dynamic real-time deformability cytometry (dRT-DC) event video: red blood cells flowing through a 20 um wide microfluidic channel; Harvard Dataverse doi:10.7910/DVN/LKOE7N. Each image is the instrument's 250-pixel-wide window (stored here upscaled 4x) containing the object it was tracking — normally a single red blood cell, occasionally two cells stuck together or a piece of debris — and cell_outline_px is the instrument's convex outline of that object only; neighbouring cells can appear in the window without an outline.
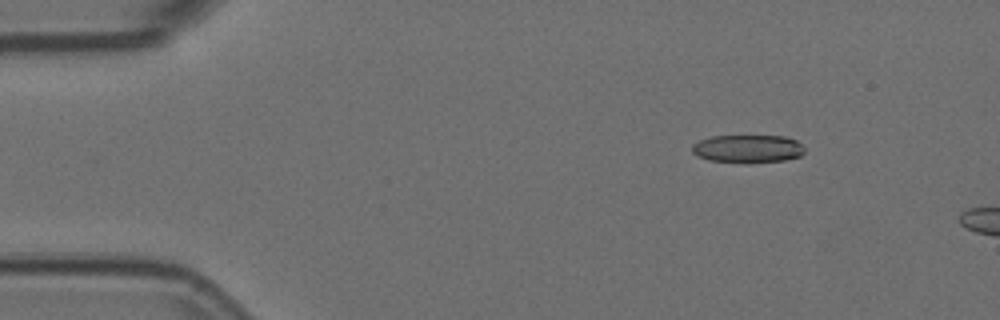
{"species": "Egyptian fruit bat (a non-hibernating species)", "species_latin": "Rousettus aegyptiacus", "temperature_condition": "room temperature", "stored_images_in_passage": 3, "camera_frame_rate_fps": 3000, "um_per_image_px": 0.085, "animal": {"sex": "female"}, "frame": {"image": 1, "passage_image": 3, "time_ms": 0.667, "image_size_px": [1000, 320], "cell_outline_px": [[804, 152], [800, 156], [784, 160], [708, 160], [696, 156], [692, 152], [692, 144], [700, 140], [712, 136], [784, 136], [796, 140], [804, 148]], "centroid_in_image_um": [63.54, 12.59], "position_along_channel_um": 21.5, "area_um2": 17.51}}